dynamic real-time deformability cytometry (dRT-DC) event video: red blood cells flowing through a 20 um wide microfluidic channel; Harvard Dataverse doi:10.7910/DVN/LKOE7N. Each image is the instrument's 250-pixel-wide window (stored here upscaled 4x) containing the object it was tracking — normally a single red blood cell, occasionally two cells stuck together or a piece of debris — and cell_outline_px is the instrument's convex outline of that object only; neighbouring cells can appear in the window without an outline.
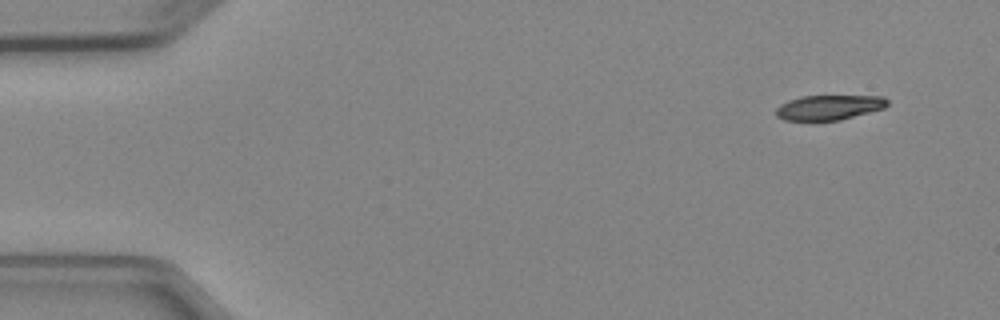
{"species": "Egyptian fruit bat (a non-hibernating species)", "species_latin": "Rousettus aegyptiacus", "temperature_condition": "cold", "stored_images_in_passage": 5, "segment_of_instrument_passage": [1, 2], "camera_frame_rate_fps": 3000, "um_per_image_px": 0.085, "animal": {"sex": "female"}, "frame": {"image": 1, "passage_image": 1, "time_ms": 0.0, "image_size_px": [1000, 320], "cell_outline_px": [[888, 104], [884, 108], [840, 120], [784, 120], [776, 116], [776, 108], [780, 104], [788, 100], [800, 96], [884, 96], [888, 100]], "centroid_in_image_um": [70.45, 9.12], "position_along_channel_um": 14.5, "area_um2": 16.13}}